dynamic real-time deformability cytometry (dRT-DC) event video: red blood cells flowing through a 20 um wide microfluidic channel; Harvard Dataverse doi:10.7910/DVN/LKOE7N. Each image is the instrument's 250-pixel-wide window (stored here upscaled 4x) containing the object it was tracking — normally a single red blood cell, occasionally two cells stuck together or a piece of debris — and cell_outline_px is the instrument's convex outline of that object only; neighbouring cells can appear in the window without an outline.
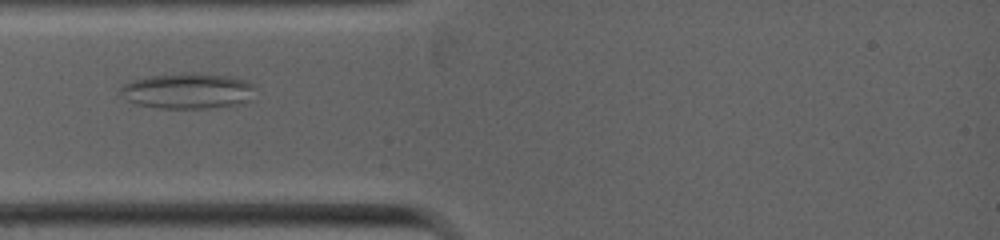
{"species": "common noctule bat (a hibernating species)", "species_latin": "Nyctalus noctula", "temperature_condition": "warm", "stored_images_in_passage": 6, "camera_frame_rate_fps": 5000, "um_per_image_px": 0.085, "animal": {"sex": "female", "body_mass_g": 19.0, "forearm_length_mm": 53.3}, "frame": {"image": 1, "passage_image": 5, "time_ms": 2.0, "image_size_px": [1000, 240], "cell_outline_px": [[252, 88], [248, 100], [236, 104], [208, 108], [160, 108], [136, 104], [120, 96], [116, 92], [124, 84], [132, 80], [152, 76], [220, 76], [244, 80], [252, 84]], "centroid_in_image_um": [15.82, 7.79], "position_along_channel_um": 69.2, "area_um2": 26.41}}